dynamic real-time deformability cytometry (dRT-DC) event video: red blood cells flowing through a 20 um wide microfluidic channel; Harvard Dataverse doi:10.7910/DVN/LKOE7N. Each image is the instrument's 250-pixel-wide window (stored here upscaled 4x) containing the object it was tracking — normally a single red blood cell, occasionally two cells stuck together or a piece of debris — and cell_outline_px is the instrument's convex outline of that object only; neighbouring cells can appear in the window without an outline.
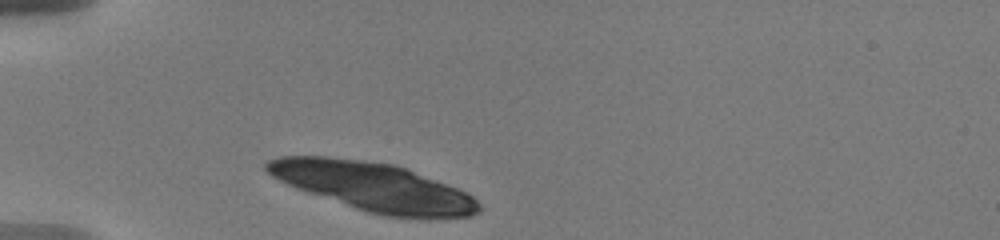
{"species": "human", "species_latin": "Homo sapiens", "temperature_condition": "warm", "stored_images_in_passage": 3, "camera_frame_rate_fps": 3000, "um_per_image_px": 0.085, "donor": {"sex": "male"}, "frame": {"image": 1, "passage_image": 1, "time_ms": 0.0, "image_size_px": [1000, 240], "cell_outline_px": [[484, 208], [480, 212], [472, 216], [428, 220], [420, 220], [384, 216], [368, 212], [296, 188], [272, 176], [264, 168], [264, 164], [268, 160], [280, 156], [328, 156], [364, 160], [396, 164], [468, 192]], "centroid_in_image_um": [31.84, 15.9], "position_along_channel_um": 53.2, "area_um2": 60.69}}